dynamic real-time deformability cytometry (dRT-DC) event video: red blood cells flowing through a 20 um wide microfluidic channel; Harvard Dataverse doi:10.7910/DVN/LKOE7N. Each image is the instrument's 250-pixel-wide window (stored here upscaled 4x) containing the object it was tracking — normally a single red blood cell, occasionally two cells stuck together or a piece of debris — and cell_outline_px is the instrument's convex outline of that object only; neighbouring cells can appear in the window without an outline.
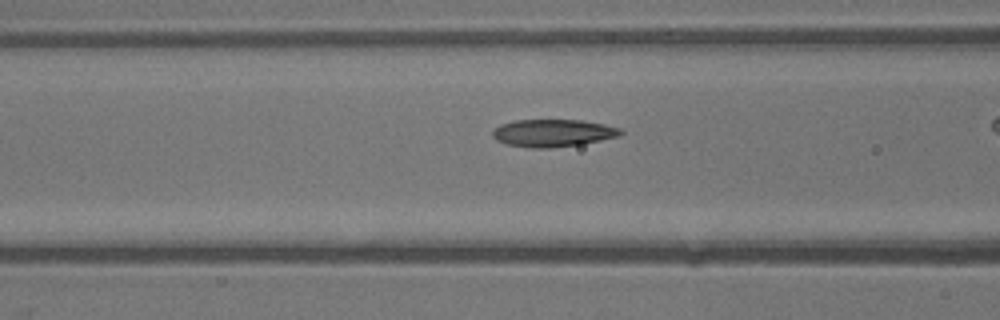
{"species": "common noctule bat (a hibernating species)", "species_latin": "Nyctalus noctula", "temperature_condition": "warm", "stored_images_in_passage": 22, "camera_frame_rate_fps": 3000, "um_per_image_px": 0.085, "animal": {"sex": "male", "body_mass_g": 13.3}, "frame": {"image": 1, "passage_image": 7, "time_ms": 2.0, "image_size_px": [1000, 320], "cell_outline_px": [[624, 132], [620, 136], [580, 144], [552, 148], [528, 148], [504, 144], [496, 140], [492, 136], [492, 132], [500, 124], [516, 120], [580, 120], [604, 124], [620, 128]], "centroid_in_image_um": [46.98, 11.31], "position_along_channel_um": 119.6, "area_um2": 20.58}}
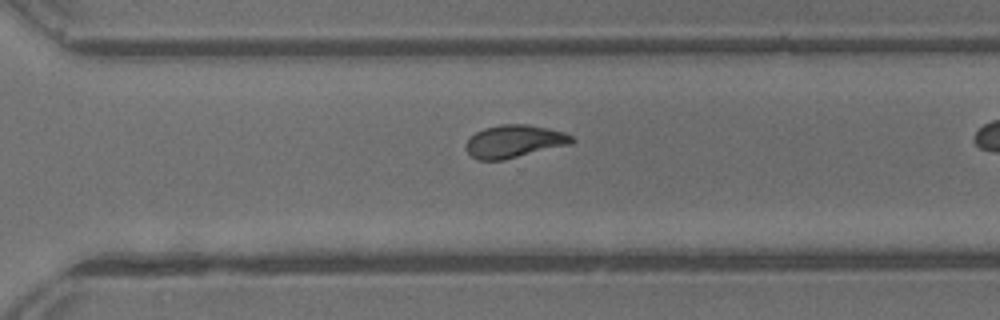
{"frame": {"image": 2, "passage_image": 19, "time_ms": 6.0, "image_size_px": [1000, 320], "cell_outline_px": [[576, 140], [572, 144], [504, 160], [476, 160], [464, 148], [464, 144], [476, 132], [484, 128], [500, 124], [524, 124], [548, 128], [564, 132], [572, 136]], "centroid_in_image_um": [43.72, 12.02], "position_along_channel_um": 326.9, "area_um2": 20.35}}